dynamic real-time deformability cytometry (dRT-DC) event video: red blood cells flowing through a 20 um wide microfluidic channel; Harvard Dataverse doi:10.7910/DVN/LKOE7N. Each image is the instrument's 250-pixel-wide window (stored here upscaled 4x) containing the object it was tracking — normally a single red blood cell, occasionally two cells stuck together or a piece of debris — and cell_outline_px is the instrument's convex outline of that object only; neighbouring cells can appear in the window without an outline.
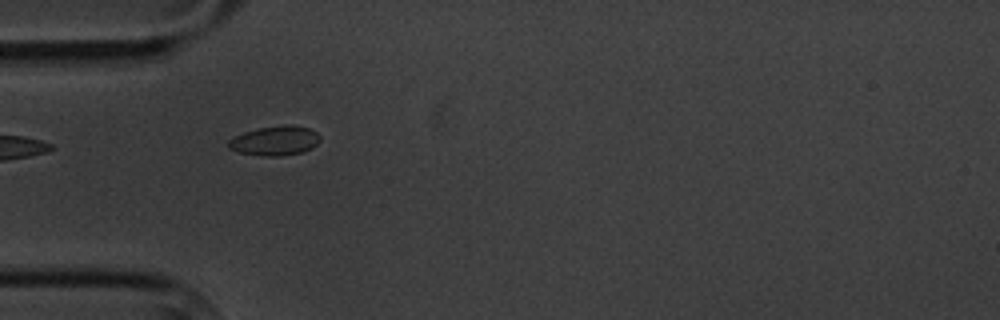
{"species": "common noctule bat (a hibernating species)", "species_latin": "Nyctalus noctula", "temperature_condition": "cold", "stored_images_in_passage": 7, "camera_frame_rate_fps": 3000, "um_per_image_px": 0.085, "animal": {"sex": "male", "body_mass_g": 20.1, "forearm_length_mm": 53.5}, "frame": {"image": 1, "passage_image": 6, "time_ms": 7.0, "image_size_px": [1000, 320], "cell_outline_px": [[320, 140], [312, 148], [304, 152], [280, 156], [264, 156], [240, 152], [228, 148], [228, 140], [232, 136], [244, 132], [260, 128], [284, 124], [292, 124], [308, 128], [316, 132], [320, 136]], "centroid_in_image_um": [23.37, 11.95], "position_along_channel_um": 61.6, "area_um2": 15.84}}